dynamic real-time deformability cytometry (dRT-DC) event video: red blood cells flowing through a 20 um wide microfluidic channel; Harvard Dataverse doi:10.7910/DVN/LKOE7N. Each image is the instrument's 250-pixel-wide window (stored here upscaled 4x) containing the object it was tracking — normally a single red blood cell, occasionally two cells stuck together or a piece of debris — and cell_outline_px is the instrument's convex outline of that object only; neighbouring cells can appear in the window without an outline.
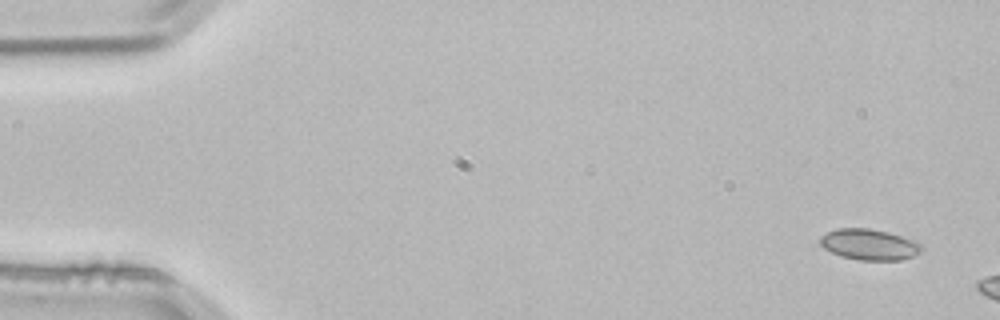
{"species": "common noctule bat (a hibernating species)", "species_latin": "Nyctalus noctula", "temperature_condition": "room temperature", "stored_images_in_passage": 4, "camera_frame_rate_fps": 3000, "um_per_image_px": 0.085, "animal": {"sex": "male", "body_mass_g": 21.5, "forearm_length_mm": 52.0}, "frame": {"image": 1, "passage_image": 1, "time_ms": 0.0, "image_size_px": [1000, 320], "cell_outline_px": [[924, 248], [920, 252], [912, 256], [900, 260], [860, 260], [840, 256], [824, 248], [820, 244], [820, 236], [836, 228], [868, 228], [888, 232], [912, 240], [920, 244]], "centroid_in_image_um": [73.86, 20.78], "position_along_channel_um": 11.1, "area_um2": 18.15}}